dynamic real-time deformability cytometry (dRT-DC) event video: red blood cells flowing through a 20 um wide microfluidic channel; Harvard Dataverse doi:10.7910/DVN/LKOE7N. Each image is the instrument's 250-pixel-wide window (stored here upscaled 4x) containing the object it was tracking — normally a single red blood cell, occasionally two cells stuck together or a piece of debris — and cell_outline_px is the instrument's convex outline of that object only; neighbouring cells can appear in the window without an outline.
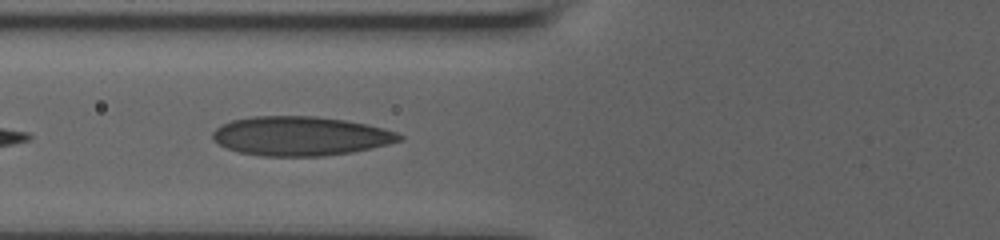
{"species": "human", "species_latin": "Homo sapiens", "temperature_condition": "room temperature", "stored_images_in_passage": 8, "camera_frame_rate_fps": 3000, "um_per_image_px": 0.085, "donor": {"sex": "male"}, "frame": {"image": 1, "passage_image": 7, "time_ms": 5.667, "image_size_px": [1000, 240], "cell_outline_px": [[404, 136], [400, 140], [388, 144], [352, 152], [324, 156], [260, 156], [240, 152], [228, 148], [212, 140], [212, 132], [220, 124], [232, 120], [252, 116], [316, 116], [344, 120], [368, 124], [396, 132]], "centroid_in_image_um": [25.51, 11.56], "position_along_channel_um": 100.3, "area_um2": 42.66}}
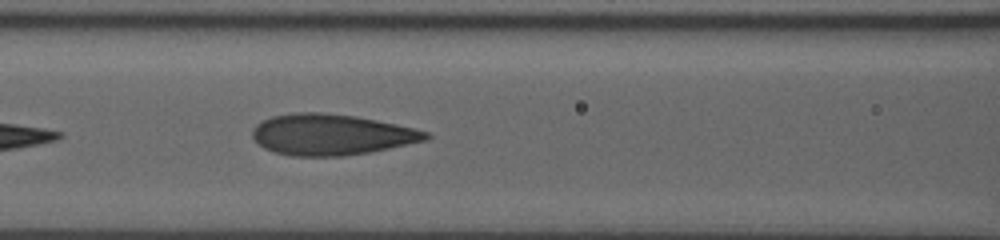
{"frame": {"image": 2, "passage_image": 8, "time_ms": 6.667, "image_size_px": [1000, 240], "cell_outline_px": [[432, 136], [428, 140], [372, 152], [344, 156], [292, 156], [276, 152], [264, 148], [252, 136], [252, 128], [260, 120], [272, 116], [292, 112], [324, 112], [356, 116], [416, 128], [428, 132]], "centroid_in_image_um": [28.18, 11.43], "position_along_channel_um": 138.4, "area_um2": 41.79}}